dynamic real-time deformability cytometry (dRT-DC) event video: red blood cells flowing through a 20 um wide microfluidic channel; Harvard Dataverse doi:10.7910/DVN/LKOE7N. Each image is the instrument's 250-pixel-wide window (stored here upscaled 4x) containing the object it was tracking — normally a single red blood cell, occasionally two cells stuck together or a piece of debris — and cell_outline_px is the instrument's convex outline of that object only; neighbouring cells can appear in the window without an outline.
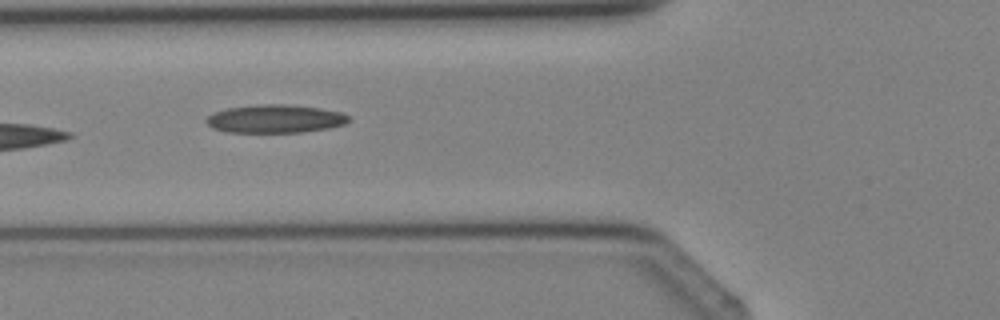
{"species": "Egyptian fruit bat (a non-hibernating species)", "species_latin": "Rousettus aegyptiacus", "temperature_condition": "cold", "stored_images_in_passage": 4, "camera_frame_rate_fps": 3000, "um_per_image_px": 0.085, "animal": {"sex": "female"}, "frame": {"image": 1, "passage_image": 4, "time_ms": 3.667, "image_size_px": [1000, 320], "cell_outline_px": [[348, 120], [344, 124], [328, 128], [304, 132], [228, 132], [212, 128], [204, 120], [208, 116], [216, 112], [228, 108], [260, 104], [284, 104], [320, 108], [340, 112], [348, 116]], "centroid_in_image_um": [23.37, 10.1], "position_along_channel_um": 102.4, "area_um2": 23.18}}